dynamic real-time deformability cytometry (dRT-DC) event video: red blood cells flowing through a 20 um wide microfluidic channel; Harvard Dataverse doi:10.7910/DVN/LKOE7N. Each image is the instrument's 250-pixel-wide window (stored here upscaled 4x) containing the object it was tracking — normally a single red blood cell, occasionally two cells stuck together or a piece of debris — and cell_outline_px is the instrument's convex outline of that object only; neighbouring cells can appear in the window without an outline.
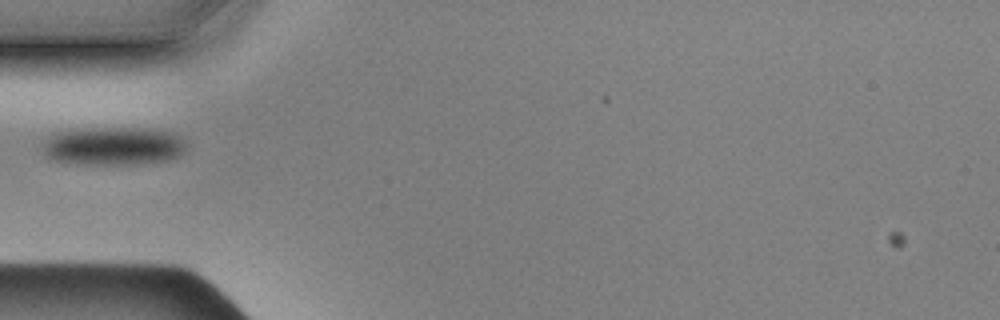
{"species": "Egyptian fruit bat (a non-hibernating species)", "species_latin": "Rousettus aegyptiacus", "temperature_condition": "cold", "stored_images_in_passage": 41, "camera_frame_rate_fps": 3000, "um_per_image_px": 0.085, "animal": {"sex": "male"}, "frame": {"image": 1, "passage_image": 1, "time_ms": 0.0, "image_size_px": [1000, 320], "cell_outline_px": [[188, 144], [176, 156], [168, 160], [132, 164], [84, 164], [48, 160], [44, 156], [40, 148], [40, 144], [44, 136], [60, 128], [156, 128], [172, 132], [180, 136]], "centroid_in_image_um": [9.46, 12.38], "position_along_channel_um": 75.5, "area_um2": 33.29}}
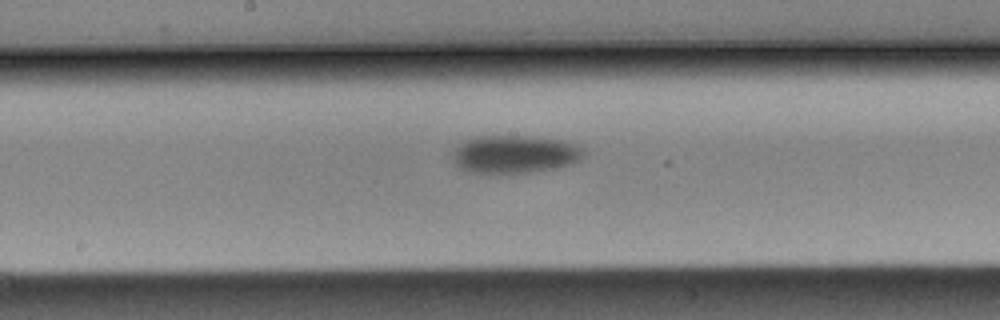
{"frame": {"image": 2, "passage_image": 12, "time_ms": 3.667, "image_size_px": [1000, 320], "cell_outline_px": [[584, 156], [580, 160], [556, 168], [508, 176], [488, 176], [464, 172], [456, 168], [452, 156], [452, 148], [460, 140], [472, 136], [540, 136], [568, 140], [584, 144]], "centroid_in_image_um": [43.68, 13.13], "position_along_channel_um": 204.5, "area_um2": 31.33}}
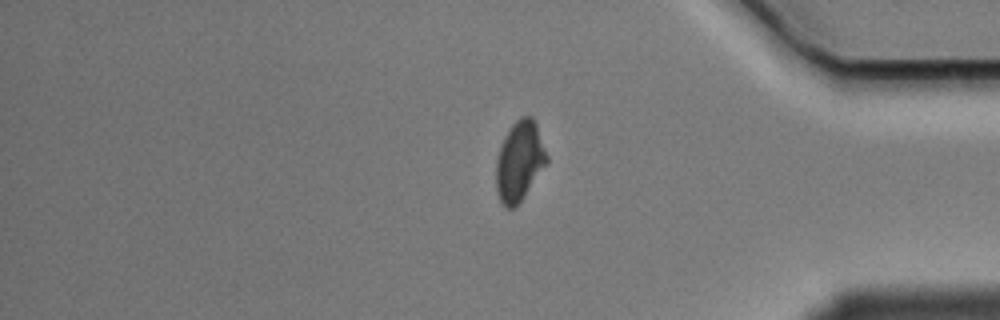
{"frame": {"image": 3, "passage_image": 30, "time_ms": 9.667, "image_size_px": [1000, 320], "cell_outline_px": [[548, 164], [524, 196], [512, 208], [504, 208], [500, 200], [496, 188], [496, 160], [504, 136], [512, 124], [520, 116], [532, 116], [536, 124], [548, 156]], "centroid_in_image_um": [44.17, 13.69], "position_along_channel_um": 391.0, "area_um2": 23.58}}